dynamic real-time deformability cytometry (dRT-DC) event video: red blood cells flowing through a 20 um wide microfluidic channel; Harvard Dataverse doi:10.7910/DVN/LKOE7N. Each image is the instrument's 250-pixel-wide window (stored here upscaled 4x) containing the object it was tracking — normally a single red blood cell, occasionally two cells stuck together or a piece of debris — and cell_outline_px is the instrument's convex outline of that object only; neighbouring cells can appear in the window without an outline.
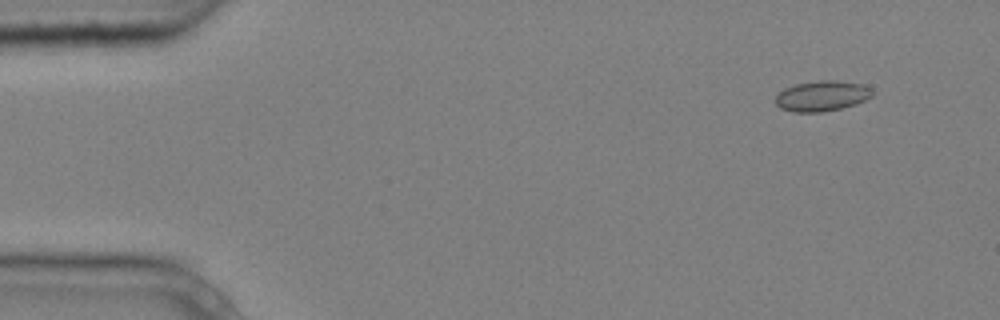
{"species": "common noctule bat (a hibernating species)", "species_latin": "Nyctalus noctula", "temperature_condition": "cold", "stored_images_in_passage": 6, "camera_frame_rate_fps": 3000, "um_per_image_px": 0.085, "animal": {"sex": "male", "body_mass_g": 20.4}, "frame": {"image": 1, "passage_image": 2, "time_ms": 0.333, "image_size_px": [1000, 320], "cell_outline_px": [[872, 96], [856, 104], [840, 108], [820, 112], [792, 112], [780, 108], [776, 104], [776, 96], [784, 88], [796, 84], [820, 80], [836, 80], [864, 84], [872, 88]], "centroid_in_image_um": [69.87, 8.15], "position_along_channel_um": 15.1, "area_um2": 17.17}}